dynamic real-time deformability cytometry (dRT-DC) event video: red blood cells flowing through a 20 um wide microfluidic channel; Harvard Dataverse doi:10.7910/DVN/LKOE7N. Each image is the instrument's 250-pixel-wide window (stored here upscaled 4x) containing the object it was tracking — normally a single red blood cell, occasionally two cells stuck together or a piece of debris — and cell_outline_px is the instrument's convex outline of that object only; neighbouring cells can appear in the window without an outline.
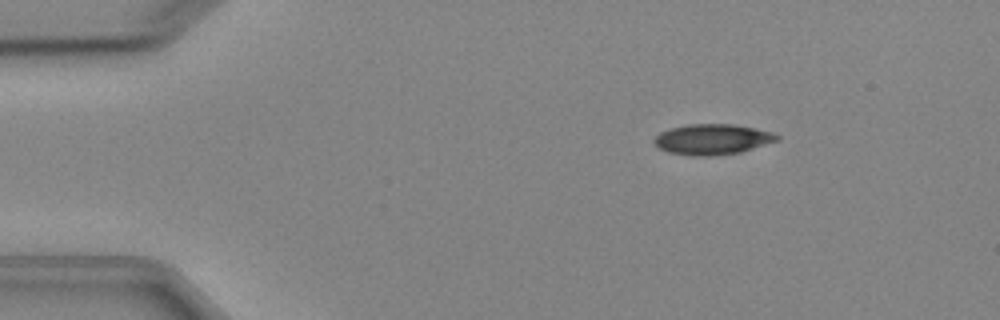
{"species": "Egyptian fruit bat (a non-hibernating species)", "species_latin": "Rousettus aegyptiacus", "temperature_condition": "cold", "stored_images_in_passage": 4, "camera_frame_rate_fps": 3000, "um_per_image_px": 0.085, "animal": {"sex": "female"}, "frame": {"image": 1, "passage_image": 3, "time_ms": 2.0, "image_size_px": [1000, 320], "cell_outline_px": [[780, 140], [740, 152], [712, 156], [692, 156], [668, 152], [660, 148], [652, 140], [660, 132], [672, 128], [688, 124], [732, 124], [756, 128], [772, 132], [780, 136]], "centroid_in_image_um": [60.57, 11.84], "position_along_channel_um": 24.4, "area_um2": 21.85}}